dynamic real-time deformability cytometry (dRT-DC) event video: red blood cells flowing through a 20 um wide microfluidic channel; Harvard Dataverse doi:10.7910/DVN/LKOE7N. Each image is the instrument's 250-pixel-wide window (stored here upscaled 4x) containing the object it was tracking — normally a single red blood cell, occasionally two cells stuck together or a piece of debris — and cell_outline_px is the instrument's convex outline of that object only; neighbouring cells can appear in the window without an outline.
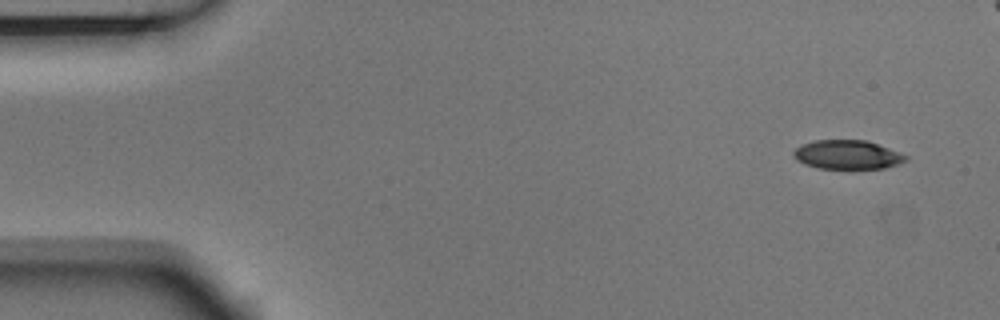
{"species": "Egyptian fruit bat (a non-hibernating species)", "species_latin": "Rousettus aegyptiacus", "temperature_condition": "room temperature", "stored_images_in_passage": 8, "camera_frame_rate_fps": 3000, "um_per_image_px": 0.085, "animal": {"sex": "male"}, "frame": {"image": 1, "passage_image": 1, "time_ms": 0.0, "image_size_px": [1000, 320], "cell_outline_px": [[908, 160], [884, 168], [820, 168], [804, 164], [796, 160], [792, 156], [792, 152], [796, 148], [812, 140], [868, 140], [900, 152], [908, 156]], "centroid_in_image_um": [72.02, 13.14], "position_along_channel_um": 13.0, "area_um2": 18.96}}
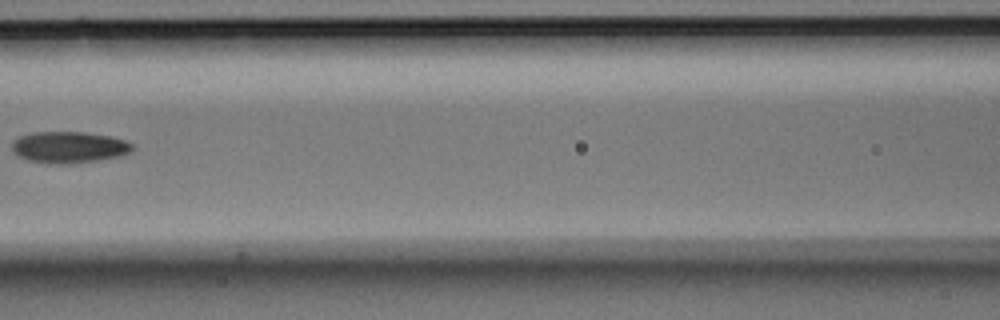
{"frame": {"image": 2, "passage_image": 7, "time_ms": 2.0, "image_size_px": [1000, 320], "cell_outline_px": [[132, 148], [128, 152], [120, 156], [72, 164], [56, 164], [28, 160], [12, 152], [12, 144], [20, 136], [32, 132], [84, 132], [112, 136], [124, 140], [132, 144]], "centroid_in_image_um": [5.85, 12.51], "position_along_channel_um": 160.7, "area_um2": 21.91}}
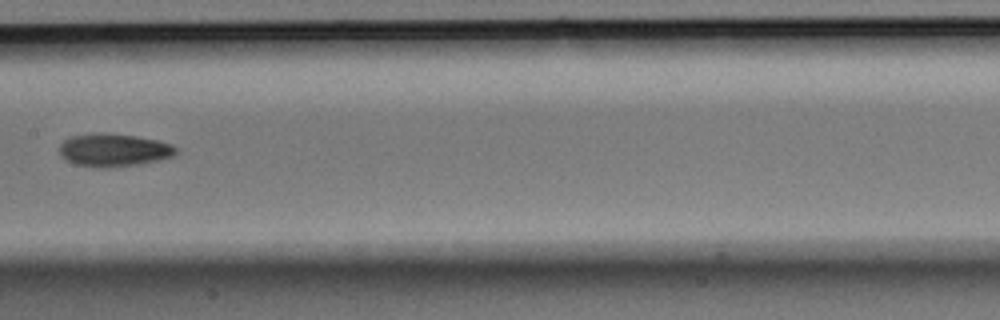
{"frame": {"image": 3, "passage_image": 8, "time_ms": 2.333, "image_size_px": [1000, 320], "cell_outline_px": [[176, 152], [172, 156], [160, 160], [140, 164], [108, 168], [92, 168], [76, 164], [64, 160], [60, 156], [60, 144], [64, 140], [72, 136], [100, 132], [136, 136], [160, 140], [172, 144], [176, 148]], "centroid_in_image_um": [9.65, 12.76], "position_along_channel_um": 197.7, "area_um2": 22.66}}